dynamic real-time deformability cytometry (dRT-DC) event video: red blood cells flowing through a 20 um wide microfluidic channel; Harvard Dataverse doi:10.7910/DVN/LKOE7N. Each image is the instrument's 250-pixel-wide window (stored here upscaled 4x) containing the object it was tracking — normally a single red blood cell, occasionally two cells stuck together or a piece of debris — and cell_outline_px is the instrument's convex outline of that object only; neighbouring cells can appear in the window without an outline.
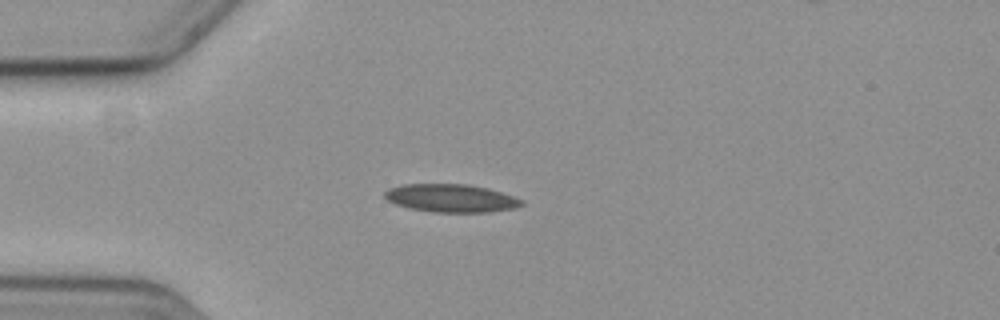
{"species": "common noctule bat (a hibernating species)", "species_latin": "Nyctalus noctula", "temperature_condition": "cold", "stored_images_in_passage": 43, "camera_frame_rate_fps": 3000, "um_per_image_px": 0.085, "animal": {"sex": "female", "body_mass_g": 19.3, "forearm_length_mm": 54.1}, "frame": {"image": 1, "passage_image": 1, "time_ms": 0.0, "image_size_px": [1000, 320], "cell_outline_px": [[524, 204], [516, 208], [492, 212], [432, 212], [412, 208], [396, 204], [388, 200], [384, 196], [384, 192], [388, 188], [404, 184], [468, 184], [488, 188], [524, 200]], "centroid_in_image_um": [38.36, 16.84], "position_along_channel_um": 46.6, "area_um2": 22.37}}
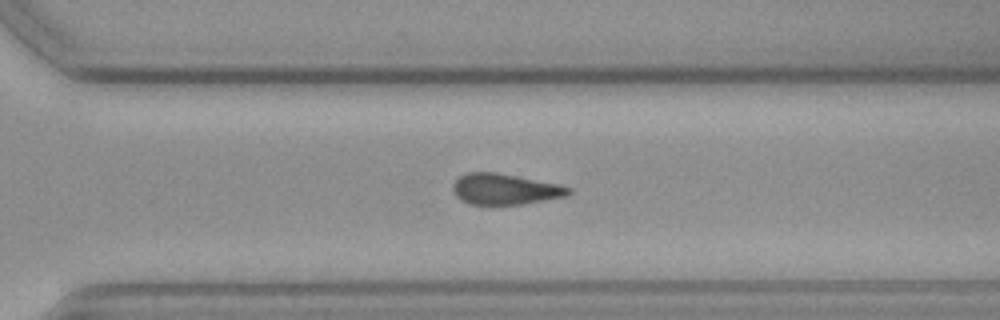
{"frame": {"image": 2, "passage_image": 26, "time_ms": 8.333, "image_size_px": [1000, 320], "cell_outline_px": [[572, 192], [568, 196], [524, 204], [468, 204], [460, 200], [456, 196], [452, 188], [452, 184], [460, 176], [468, 172], [496, 172], [560, 184], [572, 188]], "centroid_in_image_um": [42.94, 16.08], "position_along_channel_um": 327.7, "area_um2": 20.98}}
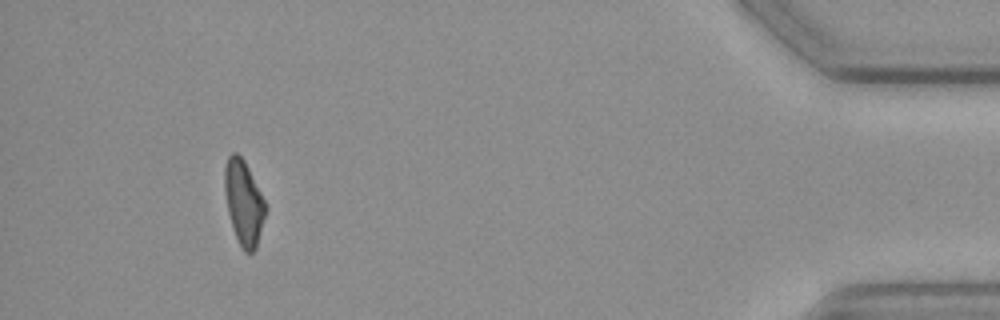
{"frame": {"image": 3, "passage_image": 39, "time_ms": 12.667, "image_size_px": [1000, 320], "cell_outline_px": [[268, 208], [256, 248], [252, 252], [244, 252], [236, 236], [228, 212], [224, 192], [224, 168], [228, 156], [232, 152], [236, 152], [244, 160], [268, 204]], "centroid_in_image_um": [20.74, 17.19], "position_along_channel_um": 414.5, "area_um2": 20.35}}